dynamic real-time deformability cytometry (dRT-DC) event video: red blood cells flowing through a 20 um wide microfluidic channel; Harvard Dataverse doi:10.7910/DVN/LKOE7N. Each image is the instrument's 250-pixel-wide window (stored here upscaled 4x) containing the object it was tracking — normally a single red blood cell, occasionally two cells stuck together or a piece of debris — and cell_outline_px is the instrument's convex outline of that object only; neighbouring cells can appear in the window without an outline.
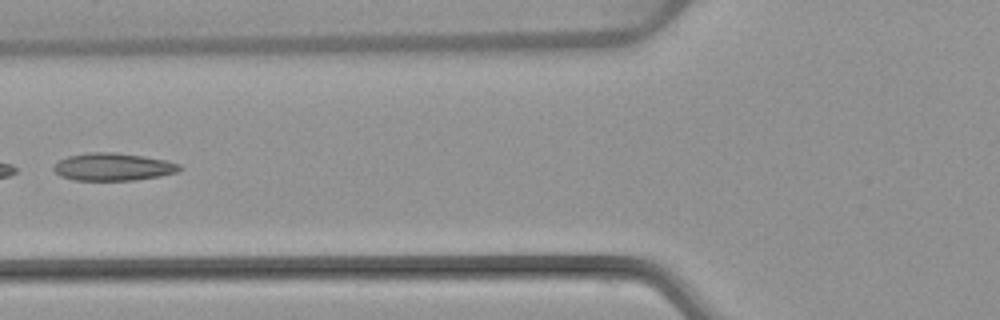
{"species": "common noctule bat (a hibernating species)", "species_latin": "Nyctalus noctula", "temperature_condition": "warm", "stored_images_in_passage": 5, "camera_frame_rate_fps": 3000, "um_per_image_px": 0.085, "animal": {"sex": "female", "body_mass_g": 22.7, "forearm_length_mm": 54.2}, "frame": {"image": 1, "passage_image": 5, "time_ms": 5.0, "image_size_px": [1000, 320], "cell_outline_px": [[184, 168], [176, 172], [160, 176], [136, 180], [72, 180], [60, 176], [52, 168], [60, 160], [68, 156], [88, 152], [116, 152], [144, 156], [164, 160], [180, 164]], "centroid_in_image_um": [9.62, 14.18], "position_along_channel_um": 116.2, "area_um2": 20.29}}